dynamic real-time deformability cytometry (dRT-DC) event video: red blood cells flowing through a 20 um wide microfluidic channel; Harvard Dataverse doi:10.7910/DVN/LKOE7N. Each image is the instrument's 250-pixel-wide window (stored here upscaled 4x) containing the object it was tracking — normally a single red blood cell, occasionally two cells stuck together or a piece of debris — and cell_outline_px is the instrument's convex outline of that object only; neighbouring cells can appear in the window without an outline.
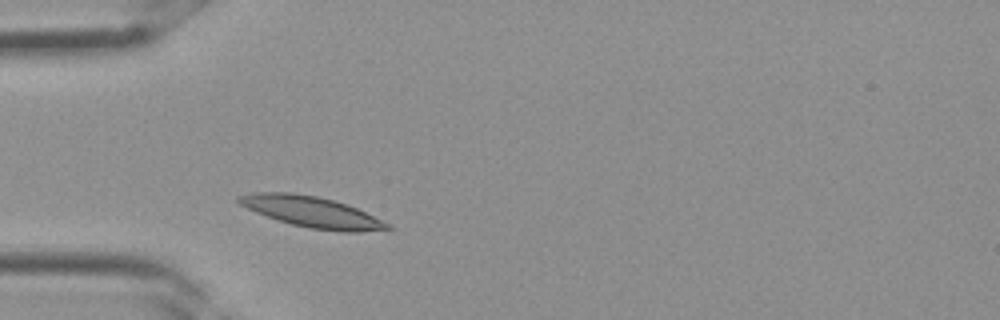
{"species": "Egyptian fruit bat (a non-hibernating species)", "species_latin": "Rousettus aegyptiacus", "temperature_condition": "room temperature", "stored_images_in_passage": 2, "camera_frame_rate_fps": 3000, "um_per_image_px": 0.085, "frame": {"image": 1, "passage_image": 2, "time_ms": 0.333, "image_size_px": [1000, 320], "cell_outline_px": [[392, 228], [360, 232], [340, 232], [308, 228], [292, 224], [256, 212], [240, 204], [236, 200], [236, 196], [252, 192], [292, 192], [316, 196], [348, 204], [388, 224]], "centroid_in_image_um": [26.45, 18.0], "position_along_channel_um": 58.5, "area_um2": 26.41}}